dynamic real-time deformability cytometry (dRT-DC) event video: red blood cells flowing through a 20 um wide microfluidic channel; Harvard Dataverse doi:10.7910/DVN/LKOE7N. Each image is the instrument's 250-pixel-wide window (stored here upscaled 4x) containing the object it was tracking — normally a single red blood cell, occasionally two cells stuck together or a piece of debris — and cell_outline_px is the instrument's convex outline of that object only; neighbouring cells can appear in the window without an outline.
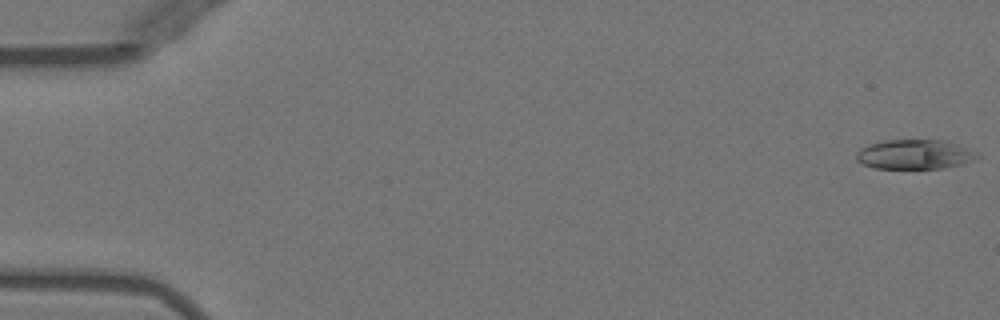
{"species": "Egyptian fruit bat (a non-hibernating species)", "species_latin": "Rousettus aegyptiacus", "temperature_condition": "warm", "stored_images_in_passage": 7, "camera_frame_rate_fps": 3000, "um_per_image_px": 0.085, "animal": {"sex": "female"}, "frame": {"image": 1, "passage_image": 1, "time_ms": 0.0, "image_size_px": [1000, 320], "cell_outline_px": [[980, 156], [972, 160], [960, 164], [944, 168], [876, 168], [864, 164], [856, 160], [856, 152], [860, 148], [868, 144], [884, 140], [944, 140], [960, 144]], "centroid_in_image_um": [77.71, 13.11], "position_along_channel_um": 7.3, "area_um2": 20.69}}